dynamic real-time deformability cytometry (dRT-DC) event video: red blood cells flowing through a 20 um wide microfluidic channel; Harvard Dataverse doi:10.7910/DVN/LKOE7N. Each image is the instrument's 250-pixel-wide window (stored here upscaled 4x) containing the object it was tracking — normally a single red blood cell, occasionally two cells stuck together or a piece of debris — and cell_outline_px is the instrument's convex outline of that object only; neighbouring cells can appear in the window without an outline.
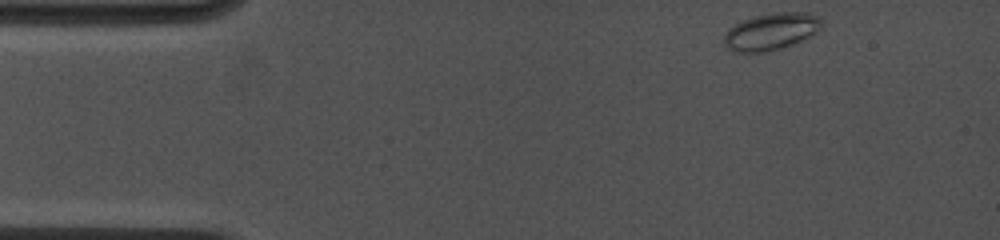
{"species": "common noctule bat (a hibernating species)", "species_latin": "Nyctalus noctula", "temperature_condition": "cold", "stored_images_in_passage": 13, "camera_frame_rate_fps": 4500, "um_per_image_px": 0.085, "animal": {"sex": "female", "body_mass_g": 19.0, "forearm_length_mm": 53.3}, "frame": {"image": 1, "passage_image": 1, "time_ms": 0.0, "image_size_px": [1000, 240], "cell_outline_px": [[820, 28], [816, 32], [792, 44], [768, 52], [732, 52], [724, 44], [724, 32], [728, 28], [744, 20], [756, 16], [772, 12], [808, 12], [820, 16]], "centroid_in_image_um": [65.51, 2.67], "position_along_channel_um": 19.5, "area_um2": 20.92}}
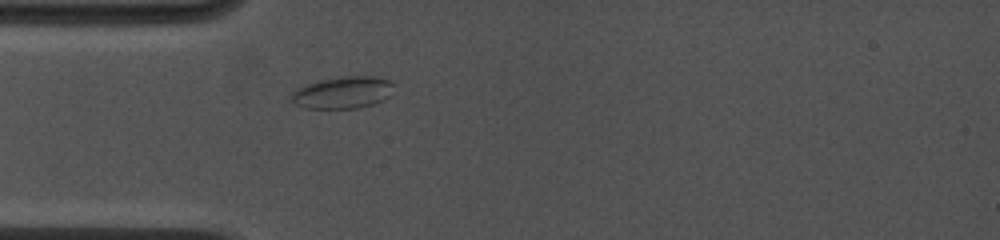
{"frame": {"image": 2, "passage_image": 7, "time_ms": 2.889, "image_size_px": [1000, 240], "cell_outline_px": [[392, 84], [388, 96], [384, 100], [360, 108], [304, 108], [296, 104], [292, 100], [292, 92], [316, 80], [340, 76], [376, 76], [388, 80]], "centroid_in_image_um": [29.13, 7.86], "position_along_channel_um": 55.9, "area_um2": 18.9}}
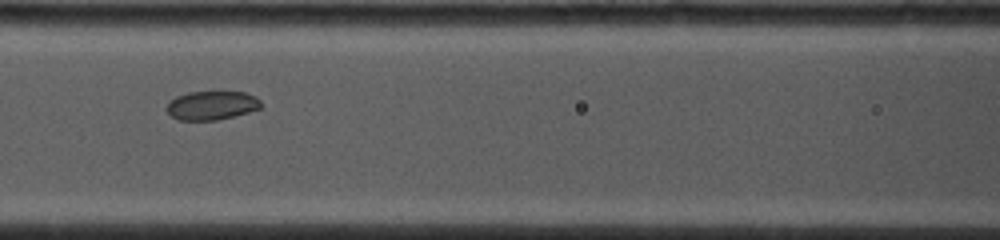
{"frame": {"image": 3, "passage_image": 12, "time_ms": 5.333, "image_size_px": [1000, 240], "cell_outline_px": [[264, 108], [216, 120], [176, 120], [164, 108], [168, 100], [176, 96], [188, 92], [244, 92], [256, 96], [264, 104]], "centroid_in_image_um": [17.99, 8.95], "position_along_channel_um": 148.6, "area_um2": 16.13}}